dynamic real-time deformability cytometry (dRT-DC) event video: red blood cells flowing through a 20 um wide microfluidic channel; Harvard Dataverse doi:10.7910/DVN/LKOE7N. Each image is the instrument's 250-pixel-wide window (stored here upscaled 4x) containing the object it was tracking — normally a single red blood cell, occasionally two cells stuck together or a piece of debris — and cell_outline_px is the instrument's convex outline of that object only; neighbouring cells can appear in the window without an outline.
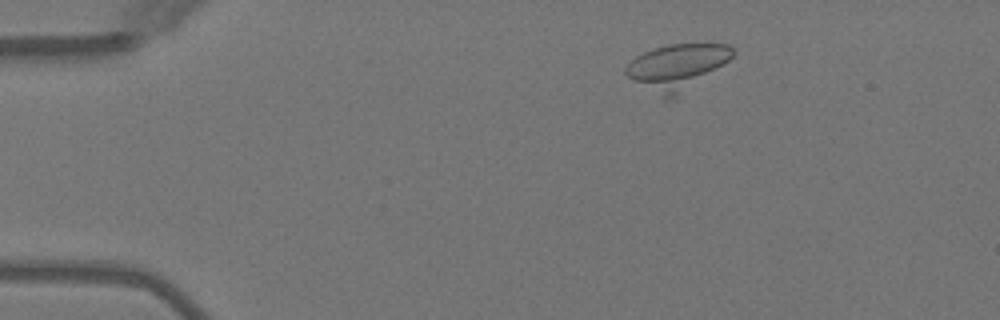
{"species": "Egyptian fruit bat (a non-hibernating species)", "species_latin": "Rousettus aegyptiacus", "temperature_condition": "warm", "stored_images_in_passage": 4, "camera_frame_rate_fps": 3000, "um_per_image_px": 0.085, "animal": {"sex": "female"}, "frame": {"image": 1, "passage_image": 2, "time_ms": 1.0, "image_size_px": [1000, 320], "cell_outline_px": [[736, 52], [724, 64], [672, 100], [664, 100], [628, 76], [624, 72], [624, 68], [636, 56], [644, 52], [668, 44], [728, 44]], "centroid_in_image_um": [57.53, 5.69], "position_along_channel_um": 27.5, "area_um2": 27.98}}